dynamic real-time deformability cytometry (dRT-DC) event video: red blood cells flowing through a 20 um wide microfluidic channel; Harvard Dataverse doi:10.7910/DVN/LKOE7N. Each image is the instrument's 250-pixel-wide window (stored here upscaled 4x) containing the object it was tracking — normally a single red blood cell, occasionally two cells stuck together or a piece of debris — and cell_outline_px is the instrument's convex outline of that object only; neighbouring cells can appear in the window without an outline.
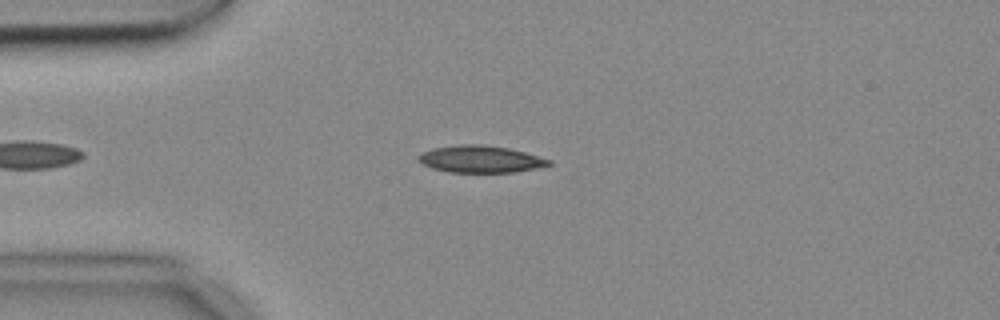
{"species": "common noctule bat (a hibernating species)", "species_latin": "Nyctalus noctula", "temperature_condition": "cold", "stored_images_in_passage": 48, "camera_frame_rate_fps": 3000, "um_per_image_px": 0.085, "animal": {"sex": "female", "body_mass_g": 18.4}, "frame": {"image": 1, "passage_image": 11, "time_ms": 3.333, "image_size_px": [1000, 320], "cell_outline_px": [[552, 164], [536, 168], [516, 172], [448, 172], [432, 168], [416, 160], [416, 156], [420, 152], [432, 148], [460, 144], [484, 144], [508, 148], [524, 152], [552, 160]], "centroid_in_image_um": [40.79, 13.52], "position_along_channel_um": 44.2, "area_um2": 20.69}}
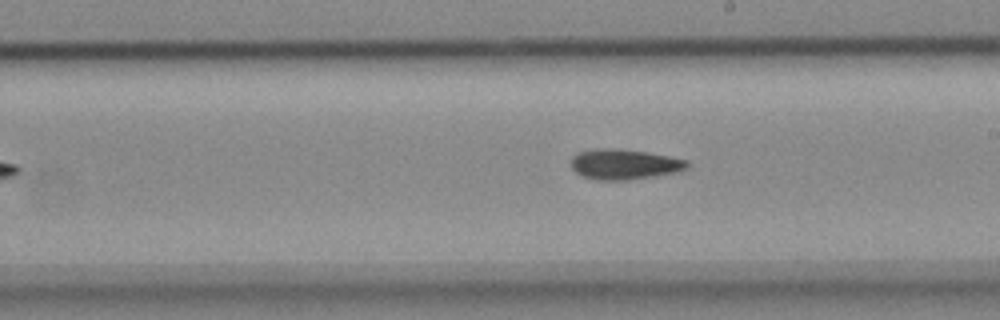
{"frame": {"image": 2, "passage_image": 28, "time_ms": 9.0, "image_size_px": [1000, 320], "cell_outline_px": [[688, 168], [680, 172], [656, 176], [628, 180], [596, 180], [580, 176], [572, 168], [572, 156], [576, 152], [596, 148], [616, 148], [648, 152], [688, 160]], "centroid_in_image_um": [53.07, 13.96], "position_along_channel_um": 235.9, "area_um2": 20.87}}
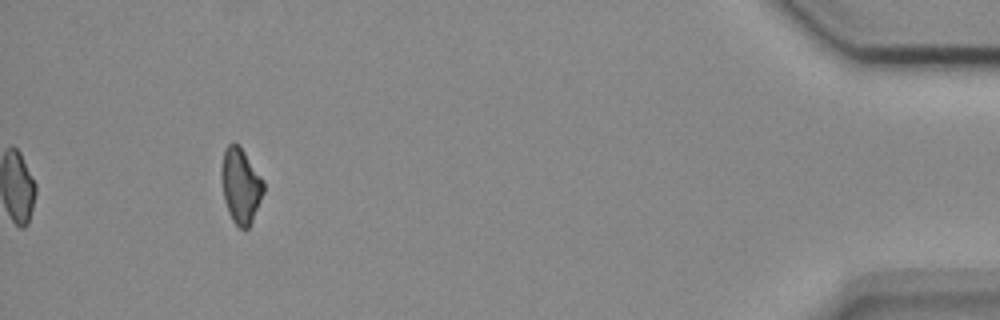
{"frame": {"image": 3, "passage_image": 48, "time_ms": 15.667, "image_size_px": [1000, 320], "cell_outline_px": [[264, 192], [252, 220], [248, 228], [240, 228], [232, 220], [228, 212], [224, 200], [220, 180], [220, 168], [224, 148], [232, 140], [240, 144], [264, 180]], "centroid_in_image_um": [20.43, 15.7], "position_along_channel_um": 414.8, "area_um2": 18.96}, "authors_computed_cell_mechanics": {"area_um2": 19.8254, "velocity_mm_per_s": 3.7004, "shape_relaxation_time_tau1_ms": 8.5462, "shape_relaxation_time_tau2_ms": 10.932, "deformation_change_tau1": 0.1715, "deformation_change_tau2": 0.204}}